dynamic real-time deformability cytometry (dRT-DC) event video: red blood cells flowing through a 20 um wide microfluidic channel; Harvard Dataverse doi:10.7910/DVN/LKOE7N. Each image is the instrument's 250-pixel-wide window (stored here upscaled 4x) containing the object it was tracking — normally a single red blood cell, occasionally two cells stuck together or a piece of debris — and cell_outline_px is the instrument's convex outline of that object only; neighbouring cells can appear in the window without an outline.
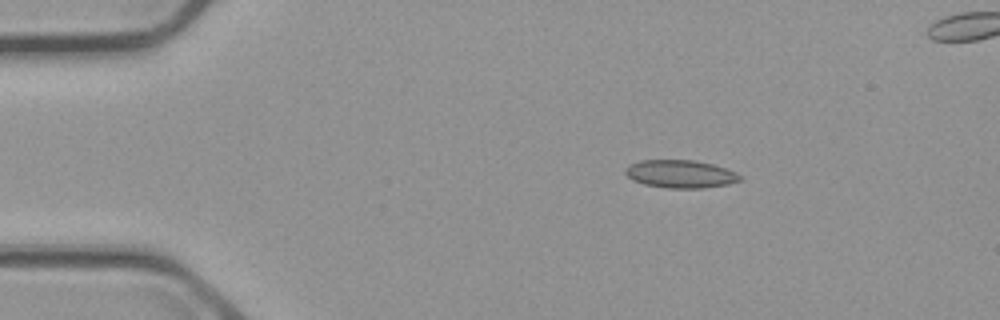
{"species": "common noctule bat (a hibernating species)", "species_latin": "Nyctalus noctula", "temperature_condition": "cold", "stored_images_in_passage": 4, "camera_frame_rate_fps": 3000, "um_per_image_px": 0.085, "animal": {"sex": "male", "body_mass_g": 23.1, "forearm_length_mm": 52.7}, "frame": {"image": 1, "passage_image": 1, "time_ms": 0.0, "image_size_px": [1000, 320], "cell_outline_px": [[740, 180], [728, 184], [704, 188], [668, 188], [644, 184], [632, 180], [624, 172], [624, 168], [628, 164], [640, 160], [692, 160], [712, 164], [736, 172], [740, 176]], "centroid_in_image_um": [57.78, 14.78], "position_along_channel_um": 27.2, "area_um2": 18.61}}